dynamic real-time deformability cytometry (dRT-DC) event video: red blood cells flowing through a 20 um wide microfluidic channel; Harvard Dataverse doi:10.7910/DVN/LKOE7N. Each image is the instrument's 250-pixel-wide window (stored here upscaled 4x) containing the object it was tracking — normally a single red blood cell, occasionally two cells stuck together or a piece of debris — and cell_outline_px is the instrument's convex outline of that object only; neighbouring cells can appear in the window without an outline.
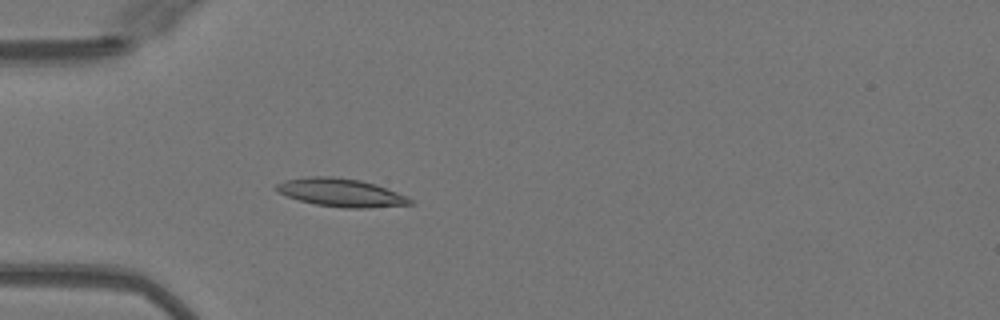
{"species": "Egyptian fruit bat (a non-hibernating species)", "species_latin": "Rousettus aegyptiacus", "temperature_condition": "warm", "stored_images_in_passage": 51, "camera_frame_rate_fps": 3000, "um_per_image_px": 0.085, "animal": {"sex": "female"}, "frame": {"image": 1, "passage_image": 16, "time_ms": 5.0, "image_size_px": [1000, 320], "cell_outline_px": [[416, 204], [368, 208], [344, 208], [316, 204], [300, 200], [276, 192], [272, 188], [276, 184], [288, 180], [308, 176], [332, 176], [360, 180], [376, 184], [408, 196]], "centroid_in_image_um": [29.01, 16.37], "position_along_channel_um": 56.0, "area_um2": 22.08}}
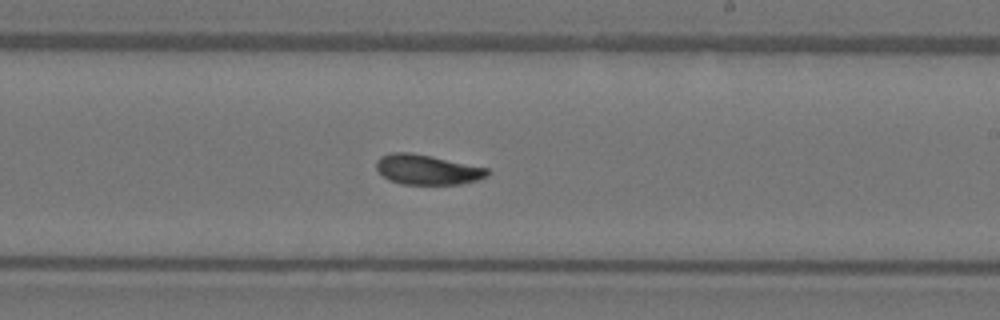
{"frame": {"image": 2, "passage_image": 31, "time_ms": 10.0, "image_size_px": [1000, 320], "cell_outline_px": [[492, 172], [488, 176], [476, 180], [460, 184], [400, 184], [388, 180], [376, 168], [376, 160], [380, 156], [392, 152], [408, 152], [432, 156], [488, 168]], "centroid_in_image_um": [36.32, 14.41], "position_along_channel_um": 252.7, "area_um2": 19.48}}
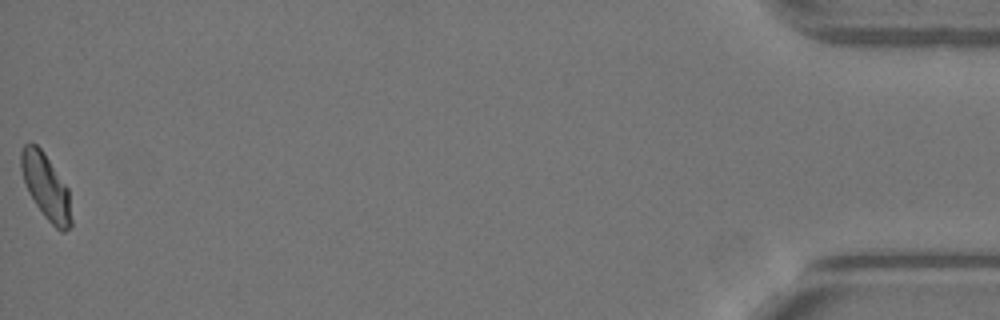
{"frame": {"image": 3, "passage_image": 51, "time_ms": 16.667, "image_size_px": [1000, 320], "cell_outline_px": [[72, 224], [64, 232], [60, 232], [44, 216], [28, 192], [20, 168], [20, 152], [24, 144], [36, 144], [44, 152], [68, 188], [72, 220]], "centroid_in_image_um": [3.91, 15.87], "position_along_channel_um": 431.3, "area_um2": 19.07}, "authors_computed_cell_mechanics": {"area_um2": 19.7098, "velocity_mm_per_s": 4.0834, "shape_relaxation_time_tau1_ms": 4.981, "shape_relaxation_time_tau2_ms": 2.697, "deformation_change_tau1": 0.1719, "deformation_change_tau2": 0.081}}